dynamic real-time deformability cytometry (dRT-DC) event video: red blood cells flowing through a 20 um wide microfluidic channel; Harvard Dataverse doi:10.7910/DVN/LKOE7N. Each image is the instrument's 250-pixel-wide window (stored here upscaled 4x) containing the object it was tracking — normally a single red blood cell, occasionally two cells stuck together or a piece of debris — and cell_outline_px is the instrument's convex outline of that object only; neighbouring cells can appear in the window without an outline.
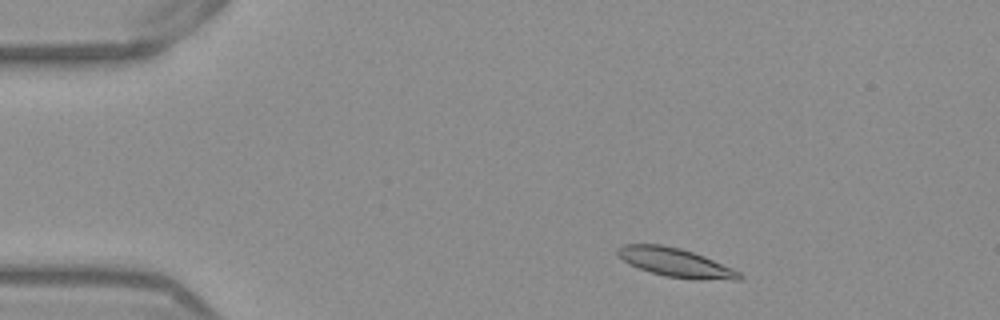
{"species": "Egyptian fruit bat (a non-hibernating species)", "species_latin": "Rousettus aegyptiacus", "temperature_condition": "warm", "stored_images_in_passage": 46, "camera_frame_rate_fps": 3000, "um_per_image_px": 0.085, "frame": {"image": 1, "passage_image": 2, "time_ms": 0.333, "image_size_px": [1000, 320], "cell_outline_px": [[744, 276], [740, 280], [700, 280], [664, 276], [640, 268], [616, 256], [616, 248], [620, 244], [660, 244], [680, 248], [704, 256], [732, 268], [740, 272]], "centroid_in_image_um": [57.43, 22.31], "position_along_channel_um": 27.6, "area_um2": 20.46}}
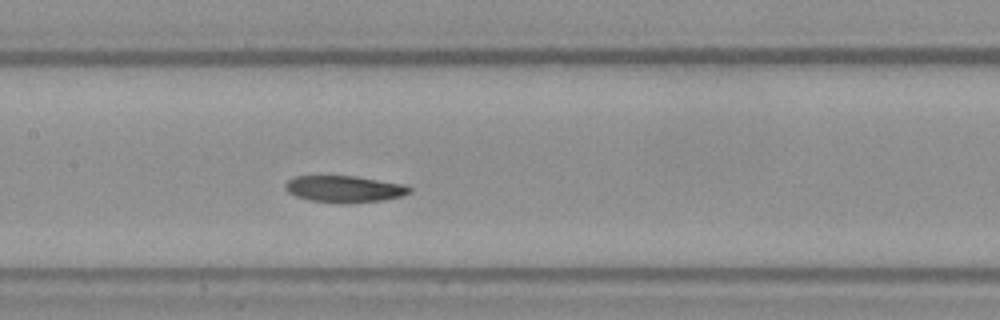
{"frame": {"image": 2, "passage_image": 19, "time_ms": 6.0, "image_size_px": [1000, 320], "cell_outline_px": [[412, 192], [400, 196], [384, 200], [344, 204], [340, 204], [308, 200], [296, 196], [288, 192], [284, 188], [284, 184], [288, 180], [296, 176], [356, 176], [404, 184], [412, 188]], "centroid_in_image_um": [29.27, 16.07], "position_along_channel_um": 178.1, "area_um2": 19.54}}
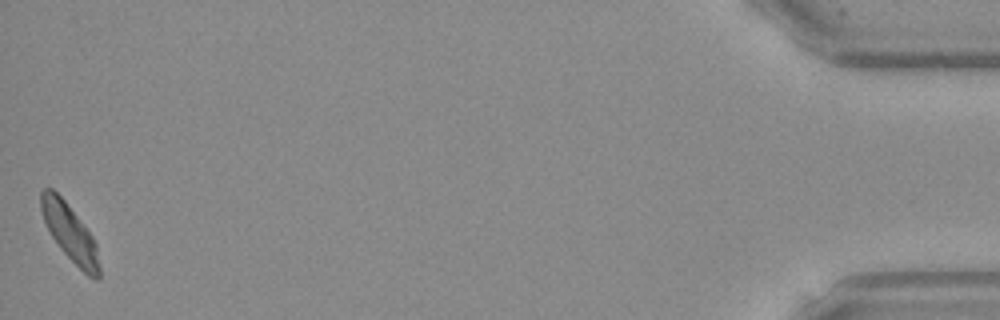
{"frame": {"image": 3, "passage_image": 46, "time_ms": 15.0, "image_size_px": [1000, 320], "cell_outline_px": [[100, 280], [96, 280], [88, 276], [60, 248], [52, 236], [44, 220], [40, 208], [40, 192], [44, 188], [52, 188], [64, 200], [92, 236], [96, 244], [100, 268]], "centroid_in_image_um": [5.94, 19.79], "position_along_channel_um": 429.3, "area_um2": 18.9}, "authors_computed_cell_mechanics": {"area_um2": 19.652, "velocity_mm_per_s": 3.8405, "shape_relaxation_time_tau1_ms": 6.568, "shape_relaxation_time_tau2_ms": null, "deformation_change_tau1": 0.1648, "deformation_change_tau2": null}}